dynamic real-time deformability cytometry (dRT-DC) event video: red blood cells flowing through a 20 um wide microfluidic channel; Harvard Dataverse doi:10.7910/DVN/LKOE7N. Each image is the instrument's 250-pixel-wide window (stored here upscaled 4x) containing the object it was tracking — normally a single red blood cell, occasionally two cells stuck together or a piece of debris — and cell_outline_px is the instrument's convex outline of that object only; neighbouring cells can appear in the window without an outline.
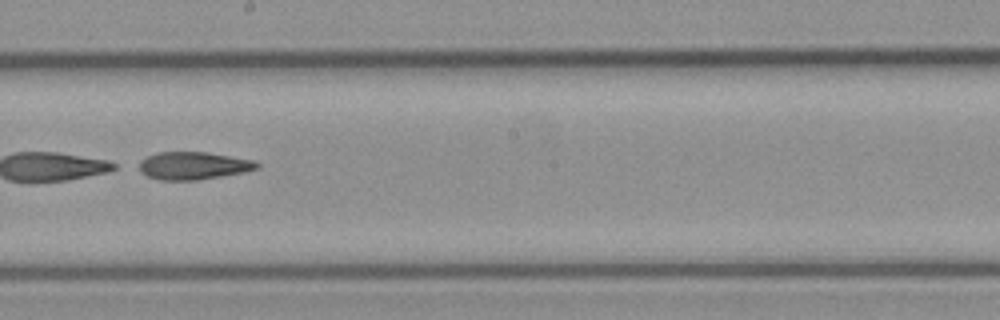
{"species": "common noctule bat (a hibernating species)", "species_latin": "Nyctalus noctula", "temperature_condition": "cold", "stored_images_in_passage": 51, "camera_frame_rate_fps": 3000, "um_per_image_px": 0.085, "animal": {"sex": "female", "body_mass_g": 21.9}, "frame": {"image": 1, "passage_image": 29, "time_ms": 9.333, "image_size_px": [1000, 320], "cell_outline_px": [[260, 168], [244, 172], [196, 180], [160, 180], [148, 176], [140, 172], [140, 160], [156, 152], [208, 152], [256, 160], [260, 164]], "centroid_in_image_um": [16.47, 14.07], "position_along_channel_um": 231.7, "area_um2": 19.07}}